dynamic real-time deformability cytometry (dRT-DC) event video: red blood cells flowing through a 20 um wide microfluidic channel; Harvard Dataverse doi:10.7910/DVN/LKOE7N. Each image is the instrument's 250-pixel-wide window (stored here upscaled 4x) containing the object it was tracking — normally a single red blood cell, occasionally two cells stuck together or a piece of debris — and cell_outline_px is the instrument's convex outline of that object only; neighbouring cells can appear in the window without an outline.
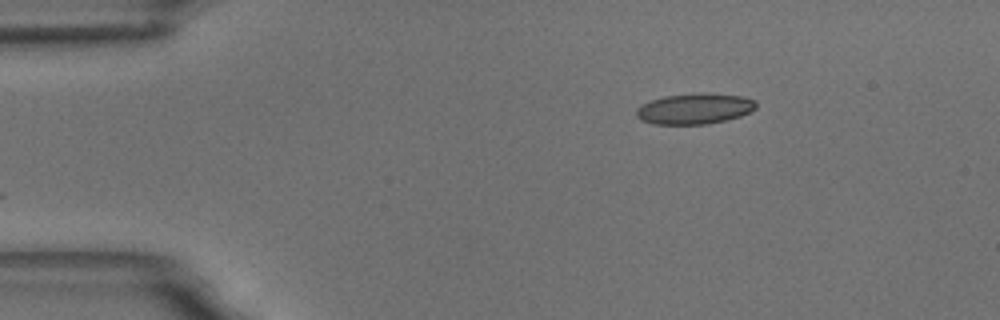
{"species": "common noctule bat (a hibernating species)", "species_latin": "Nyctalus noctula", "temperature_condition": "room temperature", "stored_images_in_passage": 50, "camera_frame_rate_fps": 3000, "um_per_image_px": 0.085, "animal": {"sex": "male", "body_mass_g": 18.8}, "frame": {"image": 1, "passage_image": 1, "time_ms": 0.0, "image_size_px": [1000, 320], "cell_outline_px": [[756, 108], [740, 116], [708, 124], [652, 124], [640, 120], [636, 116], [636, 108], [652, 100], [664, 96], [696, 92], [704, 92], [740, 96], [756, 100]], "centroid_in_image_um": [59.02, 9.23], "position_along_channel_um": 26.0, "area_um2": 21.5}}
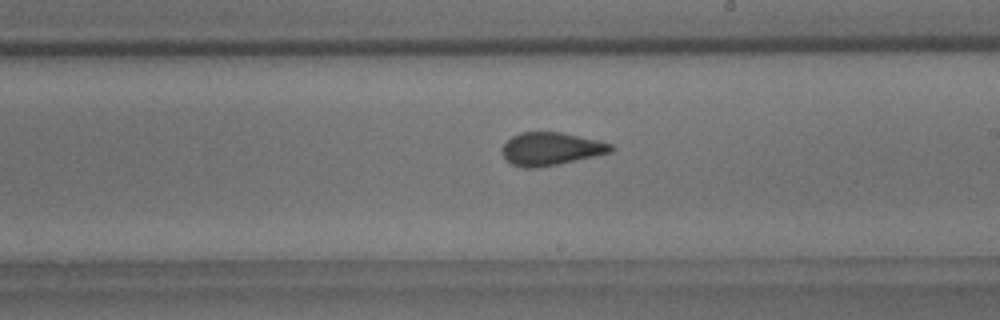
{"frame": {"image": 2, "passage_image": 25, "time_ms": 8.0, "image_size_px": [1000, 320], "cell_outline_px": [[616, 148], [612, 152], [556, 164], [536, 168], [524, 168], [512, 164], [504, 160], [500, 148], [512, 136], [520, 132], [560, 132], [600, 140], [612, 144]], "centroid_in_image_um": [46.81, 12.64], "position_along_channel_um": 242.2, "area_um2": 20.98}}
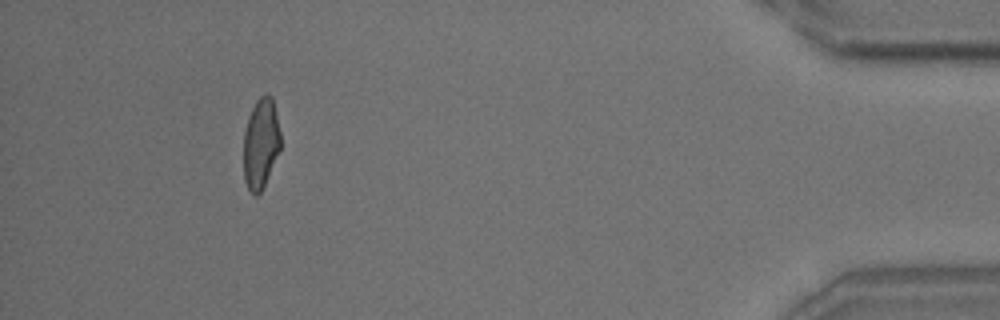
{"frame": {"image": 3, "passage_image": 45, "time_ms": 14.667, "image_size_px": [1000, 320], "cell_outline_px": [[280, 152], [260, 192], [256, 196], [252, 196], [244, 180], [244, 132], [248, 116], [256, 100], [260, 96], [272, 96], [280, 132]], "centroid_in_image_um": [22.16, 12.22], "position_along_channel_um": 413.0, "area_um2": 19.42}, "authors_computed_cell_mechanics": {"area_um2": 20.7502, "velocity_mm_per_s": 3.4925, "shape_relaxation_time_tau1_ms": 8.4815, "shape_relaxation_time_tau2_ms": 1.2023, "deformation_change_tau1": 0.1836, "deformation_change_tau2": 0.0801}}